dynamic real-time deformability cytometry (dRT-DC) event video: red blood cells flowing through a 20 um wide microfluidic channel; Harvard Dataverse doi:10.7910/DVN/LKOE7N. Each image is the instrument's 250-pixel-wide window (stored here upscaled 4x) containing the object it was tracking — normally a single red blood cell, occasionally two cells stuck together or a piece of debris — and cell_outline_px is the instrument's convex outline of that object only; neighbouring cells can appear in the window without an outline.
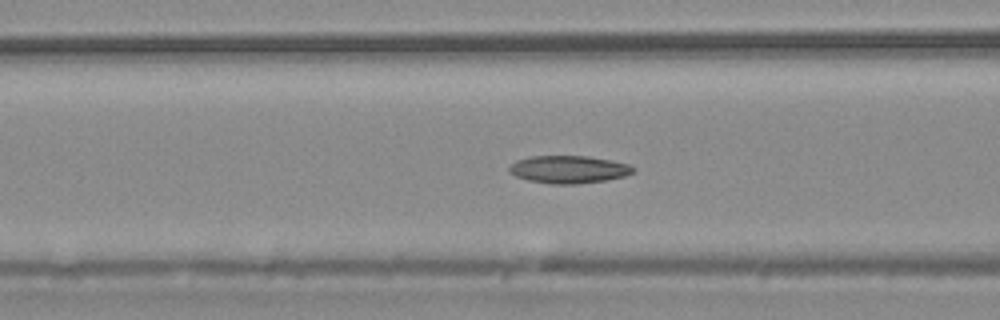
{"species": "common noctule bat (a hibernating species)", "species_latin": "Nyctalus noctula", "temperature_condition": "warm", "stored_images_in_passage": 56, "camera_frame_rate_fps": 3000, "um_per_image_px": 0.085, "animal": {"sex": "male", "body_mass_g": 20.4}, "frame": {"image": 1, "passage_image": 22, "time_ms": 7.0, "image_size_px": [1000, 320], "cell_outline_px": [[636, 172], [624, 176], [608, 180], [576, 184], [552, 184], [528, 180], [516, 176], [508, 172], [508, 168], [516, 160], [528, 156], [588, 156], [612, 160], [628, 164], [636, 168]], "centroid_in_image_um": [48.36, 14.4], "position_along_channel_um": 118.2, "area_um2": 20.17}}
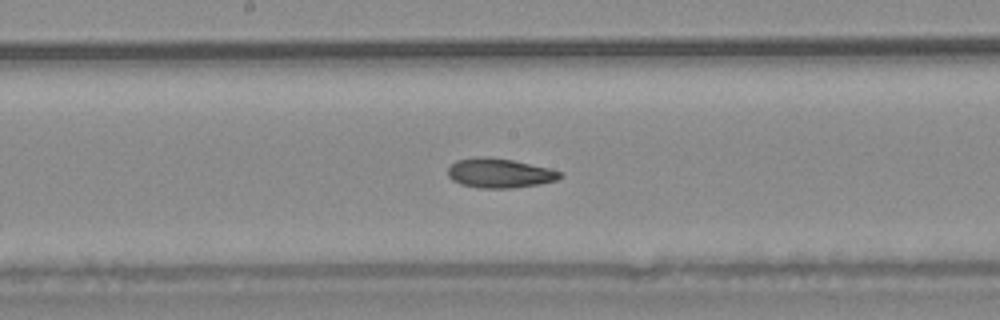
{"frame": {"image": 2, "passage_image": 29, "time_ms": 9.333, "image_size_px": [1000, 320], "cell_outline_px": [[564, 176], [556, 180], [540, 184], [512, 188], [476, 188], [460, 184], [452, 180], [448, 176], [448, 168], [456, 160], [480, 156], [488, 156], [512, 160], [548, 168], [560, 172]], "centroid_in_image_um": [42.43, 14.72], "position_along_channel_um": 205.8, "area_um2": 19.31}}
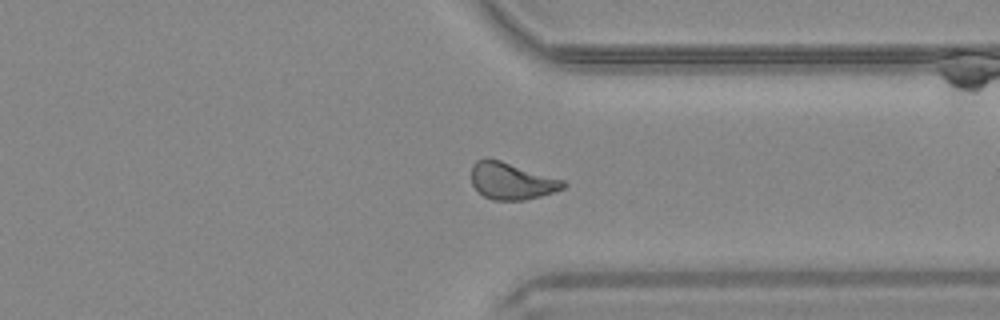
{"frame": {"image": 3, "passage_image": 42, "time_ms": 13.667, "image_size_px": [1000, 320], "cell_outline_px": [[568, 184], [564, 188], [540, 196], [524, 200], [492, 200], [484, 196], [472, 184], [472, 164], [476, 160], [484, 156], [500, 160], [564, 180]], "centroid_in_image_um": [43.47, 15.36], "position_along_channel_um": 367.9, "area_um2": 19.77}, "authors_computed_cell_mechanics": {"area_um2": 20.0855, "velocity_mm_per_s": 3.75, "shape_relaxation_time_tau1_ms": 6.2647, "shape_relaxation_time_tau2_ms": 3.3572, "deformation_change_tau1": 0.1631, "deformation_change_tau2": 0.1001}}